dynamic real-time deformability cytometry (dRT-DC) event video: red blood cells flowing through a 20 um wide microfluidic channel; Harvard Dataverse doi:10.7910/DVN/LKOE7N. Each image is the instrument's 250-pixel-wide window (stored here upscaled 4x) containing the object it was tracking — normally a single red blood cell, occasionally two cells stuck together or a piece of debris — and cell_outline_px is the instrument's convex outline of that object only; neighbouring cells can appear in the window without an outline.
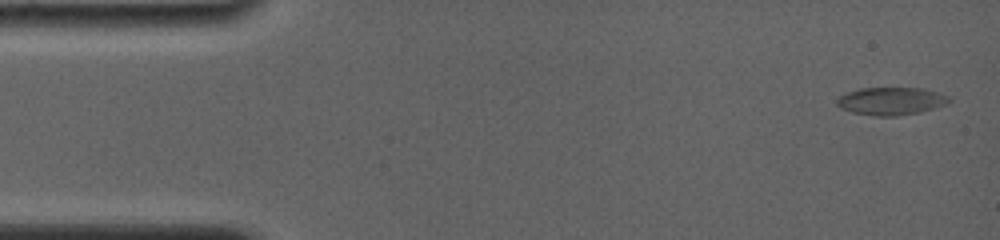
{"species": "common noctule bat (a hibernating species)", "species_latin": "Nyctalus noctula", "temperature_condition": "room temperature", "stored_images_in_passage": 40, "camera_frame_rate_fps": 4000, "um_per_image_px": 0.085, "animal": {"sex": "female", "body_mass_g": 19.0, "forearm_length_mm": 56.7}, "frame": {"image": 1, "passage_image": 1, "time_ms": 0.0, "image_size_px": [1000, 240], "cell_outline_px": [[952, 100], [948, 104], [936, 108], [920, 112], [896, 116], [876, 116], [852, 112], [840, 108], [836, 104], [836, 100], [844, 92], [860, 88], [924, 88], [940, 92], [948, 96]], "centroid_in_image_um": [75.76, 8.58], "position_along_channel_um": 9.2, "area_um2": 18.44}}
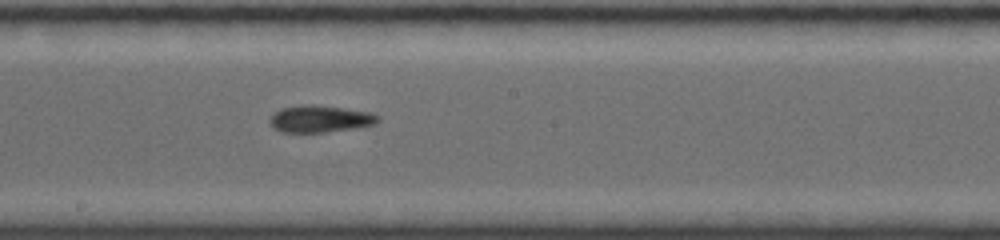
{"frame": {"image": 2, "passage_image": 23, "time_ms": 8.5, "image_size_px": [1000, 240], "cell_outline_px": [[380, 120], [376, 124], [356, 128], [324, 132], [280, 132], [272, 128], [268, 120], [276, 112], [284, 108], [304, 104], [316, 104], [372, 112], [380, 116]], "centroid_in_image_um": [27.24, 10.1], "position_along_channel_um": 221.0, "area_um2": 17.17}}
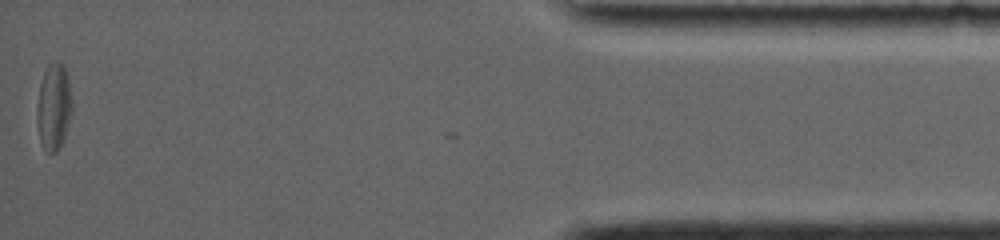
{"frame": {"image": 3, "passage_image": 40, "time_ms": 15.75, "image_size_px": [1000, 240], "cell_outline_px": [[72, 112], [64, 136], [56, 152], [44, 152], [40, 140], [36, 120], [36, 108], [40, 84], [44, 72], [48, 64], [60, 64], [64, 68], [68, 80], [72, 100]], "centroid_in_image_um": [4.54, 9.12], "position_along_channel_um": 430.7, "area_um2": 17.46}}